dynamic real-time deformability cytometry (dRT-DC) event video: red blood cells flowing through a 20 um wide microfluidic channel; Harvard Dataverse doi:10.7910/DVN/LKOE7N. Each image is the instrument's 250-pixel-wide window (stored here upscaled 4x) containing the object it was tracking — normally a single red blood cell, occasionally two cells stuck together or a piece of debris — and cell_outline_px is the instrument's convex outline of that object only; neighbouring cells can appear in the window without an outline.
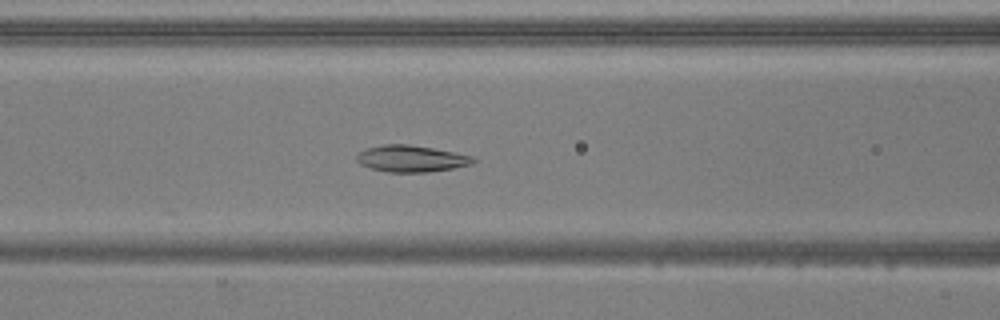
{"species": "common noctule bat (a hibernating species)", "species_latin": "Nyctalus noctula", "temperature_condition": "warm", "stored_images_in_passage": 46, "camera_frame_rate_fps": 3000, "um_per_image_px": 0.085, "animal": {"sex": "male", "body_mass_g": 20.5, "forearm_length_mm": 52.5}, "frame": {"image": 1, "passage_image": 23, "time_ms": 7.333, "image_size_px": [1000, 320], "cell_outline_px": [[476, 160], [472, 164], [452, 168], [428, 172], [388, 172], [372, 168], [360, 164], [356, 160], [356, 156], [360, 152], [368, 148], [384, 144], [408, 144], [432, 148], [472, 156]], "centroid_in_image_um": [34.94, 13.48], "position_along_channel_um": 131.7, "area_um2": 17.8}}
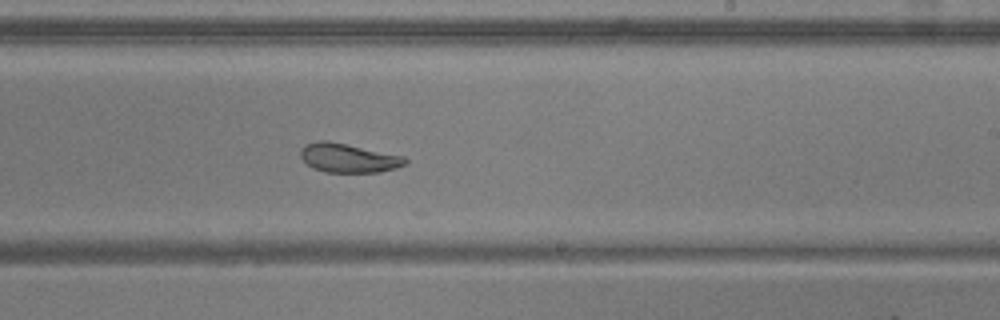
{"frame": {"image": 2, "passage_image": 33, "time_ms": 10.667, "image_size_px": [1000, 320], "cell_outline_px": [[408, 164], [396, 168], [380, 172], [324, 172], [312, 168], [300, 156], [300, 152], [304, 144], [316, 140], [328, 140], [404, 156], [408, 160]], "centroid_in_image_um": [29.61, 13.42], "position_along_channel_um": 259.4, "area_um2": 17.86}}
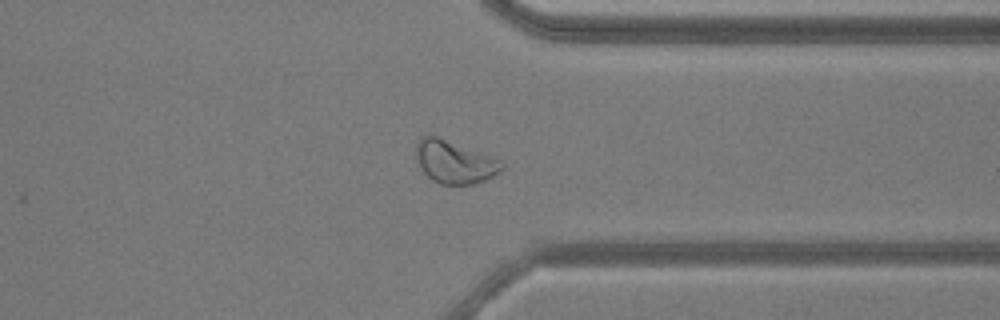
{"frame": {"image": 3, "passage_image": 42, "time_ms": 13.667, "image_size_px": [1000, 320], "cell_outline_px": [[504, 168], [500, 172], [484, 180], [472, 184], [440, 184], [432, 180], [420, 168], [416, 156], [416, 144], [420, 136], [428, 132], [500, 160], [504, 164]], "centroid_in_image_um": [38.58, 13.73], "position_along_channel_um": 372.8, "area_um2": 21.44}}